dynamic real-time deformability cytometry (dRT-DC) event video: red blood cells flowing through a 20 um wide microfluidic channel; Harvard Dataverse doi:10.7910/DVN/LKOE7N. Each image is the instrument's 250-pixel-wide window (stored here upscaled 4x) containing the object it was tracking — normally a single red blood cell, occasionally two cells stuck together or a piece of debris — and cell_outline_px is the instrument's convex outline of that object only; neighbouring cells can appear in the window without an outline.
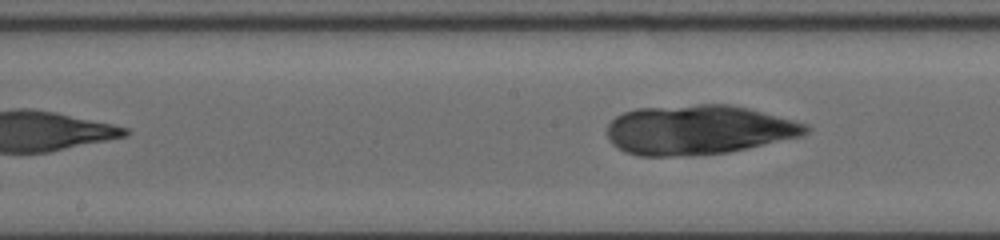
{"species": "human", "species_latin": "Homo sapiens", "temperature_condition": "cold", "stored_images_in_passage": 19, "segment_of_instrument_passage": [2, 2], "camera_frame_rate_fps": 3000, "um_per_image_px": 0.085, "donor": {"sex": "female"}, "frame": {"image": 1, "passage_image": 19, "time_ms": 10.333, "image_size_px": [1000, 240], "cell_outline_px": [[812, 128], [804, 136], [728, 152], [684, 156], [636, 156], [624, 152], [616, 148], [612, 144], [608, 136], [608, 124], [616, 116], [624, 112], [636, 108], [700, 104], [728, 104], [748, 108], [808, 124]], "centroid_in_image_um": [59.36, 11.04], "position_along_channel_um": 188.8, "area_um2": 57.68}}